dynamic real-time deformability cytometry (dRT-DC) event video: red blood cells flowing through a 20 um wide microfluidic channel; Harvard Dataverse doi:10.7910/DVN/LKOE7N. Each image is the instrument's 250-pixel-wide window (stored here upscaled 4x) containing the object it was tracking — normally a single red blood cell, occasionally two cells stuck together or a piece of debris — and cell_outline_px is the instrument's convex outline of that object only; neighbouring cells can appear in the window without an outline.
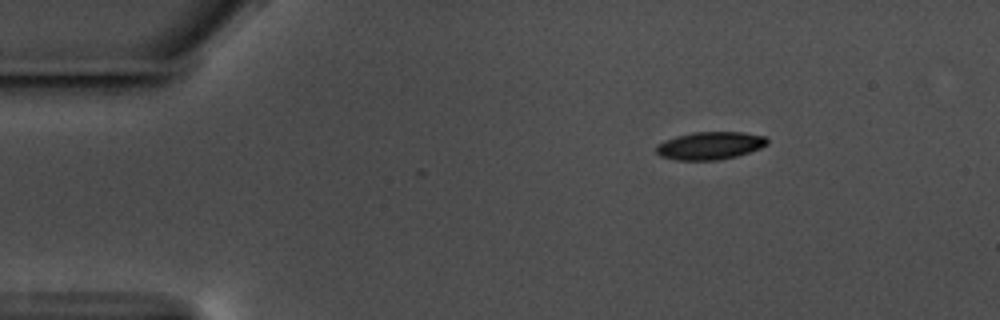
{"species": "common noctule bat (a hibernating species)", "species_latin": "Nyctalus noctula", "temperature_condition": "warm", "stored_images_in_passage": 39, "camera_frame_rate_fps": 3000, "um_per_image_px": 0.085, "animal": {"sex": "male", "body_mass_g": 17.5, "forearm_length_mm": 52.3}, "frame": {"image": 1, "passage_image": 1, "time_ms": 0.0, "image_size_px": [1000, 320], "cell_outline_px": [[768, 144], [760, 148], [736, 156], [716, 160], [676, 160], [660, 156], [656, 152], [656, 144], [664, 140], [676, 136], [692, 132], [744, 132], [764, 136], [768, 140]], "centroid_in_image_um": [60.32, 12.37], "position_along_channel_um": 24.7, "area_um2": 17.98}}
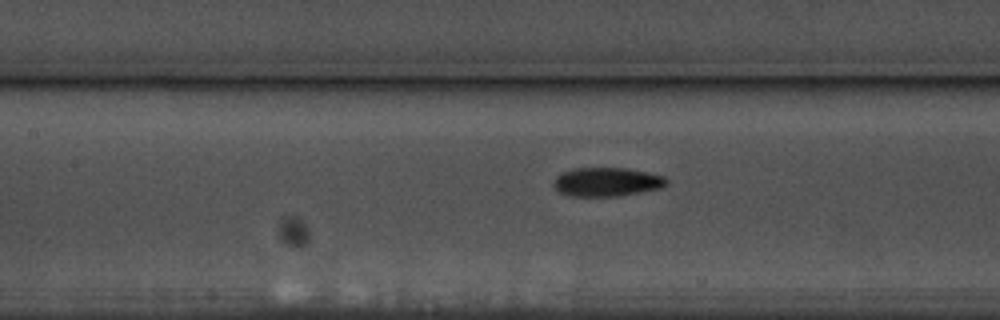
{"frame": {"image": 2, "passage_image": 18, "time_ms": 5.667, "image_size_px": [1000, 320], "cell_outline_px": [[668, 184], [660, 188], [640, 192], [616, 196], [568, 196], [560, 192], [552, 184], [552, 180], [560, 172], [576, 168], [628, 168], [648, 172], [664, 176], [668, 180]], "centroid_in_image_um": [51.56, 15.45], "position_along_channel_um": 155.8, "area_um2": 19.13}}
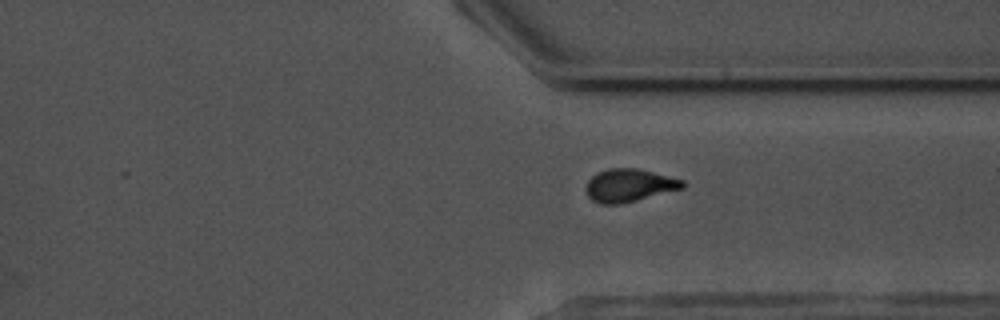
{"frame": {"image": 3, "passage_image": 35, "time_ms": 11.333, "image_size_px": [1000, 320], "cell_outline_px": [[684, 188], [620, 204], [600, 204], [592, 200], [588, 196], [584, 188], [588, 180], [596, 172], [608, 168], [636, 168], [684, 180]], "centroid_in_image_um": [53.43, 15.75], "position_along_channel_um": 358.0, "area_um2": 18.5}, "authors_computed_cell_mechanics": {"area_um2": 18.7272, "velocity_mm_per_s": 3.5707, "shape_relaxation_time_tau1_ms": 3.7995, "shape_relaxation_time_tau2_ms": 2.7246, "deformation_change_tau1": 0.1511, "deformation_change_tau2": 0.0926}}